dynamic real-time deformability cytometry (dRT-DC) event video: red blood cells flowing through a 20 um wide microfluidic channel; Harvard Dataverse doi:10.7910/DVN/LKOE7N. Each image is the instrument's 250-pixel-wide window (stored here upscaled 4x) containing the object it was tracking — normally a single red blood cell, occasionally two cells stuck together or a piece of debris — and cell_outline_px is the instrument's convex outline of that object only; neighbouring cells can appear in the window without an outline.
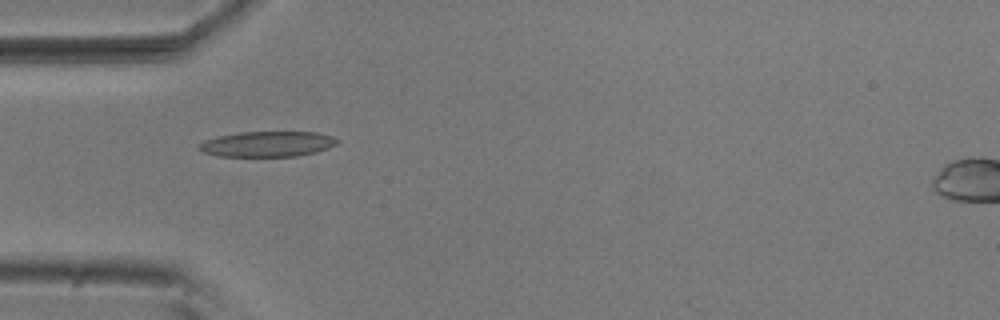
{"species": "common noctule bat (a hibernating species)", "species_latin": "Nyctalus noctula", "temperature_condition": "room temperature", "stored_images_in_passage": 5, "camera_frame_rate_fps": 3000, "um_per_image_px": 0.085, "animal": {"sex": "male", "body_mass_g": 20.5, "forearm_length_mm": 52.5}, "frame": {"image": 1, "passage_image": 4, "time_ms": 1.0, "image_size_px": [1000, 320], "cell_outline_px": [[340, 140], [336, 144], [328, 148], [316, 152], [300, 156], [216, 156], [204, 152], [196, 148], [204, 140], [216, 136], [236, 132], [316, 132], [332, 136]], "centroid_in_image_um": [22.71, 12.24], "position_along_channel_um": 62.3, "area_um2": 20.63}}
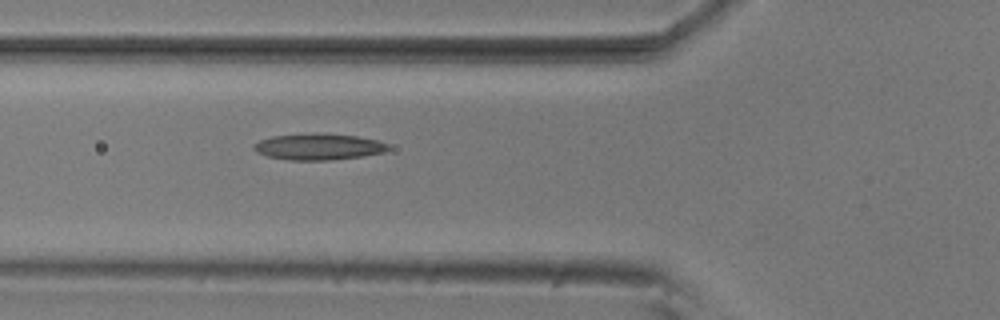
{"frame": {"image": 2, "passage_image": 5, "time_ms": 1.333, "image_size_px": [1000, 320], "cell_outline_px": [[388, 148], [384, 152], [364, 156], [328, 160], [292, 160], [268, 156], [256, 152], [252, 148], [252, 144], [260, 140], [272, 136], [356, 136], [376, 140], [388, 144]], "centroid_in_image_um": [27.05, 12.52], "position_along_channel_um": 98.7, "area_um2": 19.42}}